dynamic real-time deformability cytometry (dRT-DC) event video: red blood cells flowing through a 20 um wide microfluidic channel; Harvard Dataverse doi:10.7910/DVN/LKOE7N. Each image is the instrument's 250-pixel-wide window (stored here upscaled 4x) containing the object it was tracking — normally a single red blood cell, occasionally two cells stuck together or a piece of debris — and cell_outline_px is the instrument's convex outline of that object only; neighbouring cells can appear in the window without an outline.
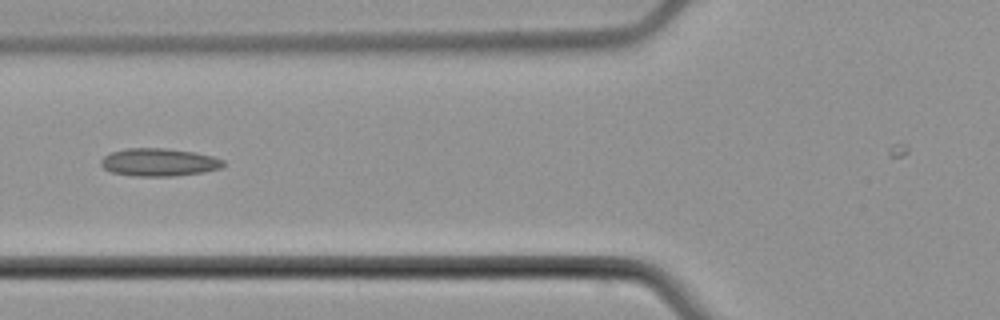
{"species": "common noctule bat (a hibernating species)", "species_latin": "Nyctalus noctula", "temperature_condition": "cold", "stored_images_in_passage": 4, "camera_frame_rate_fps": 3000, "um_per_image_px": 0.085, "animal": {"sex": "male", "body_mass_g": 21.5, "forearm_length_mm": 52.0}, "frame": {"image": 1, "passage_image": 4, "time_ms": 3.667, "image_size_px": [1000, 320], "cell_outline_px": [[224, 164], [220, 168], [204, 172], [172, 176], [136, 176], [112, 172], [104, 168], [100, 164], [100, 160], [104, 156], [112, 152], [128, 148], [168, 148], [196, 152], [212, 156], [224, 160]], "centroid_in_image_um": [13.52, 13.78], "position_along_channel_um": 112.3, "area_um2": 19.83}}